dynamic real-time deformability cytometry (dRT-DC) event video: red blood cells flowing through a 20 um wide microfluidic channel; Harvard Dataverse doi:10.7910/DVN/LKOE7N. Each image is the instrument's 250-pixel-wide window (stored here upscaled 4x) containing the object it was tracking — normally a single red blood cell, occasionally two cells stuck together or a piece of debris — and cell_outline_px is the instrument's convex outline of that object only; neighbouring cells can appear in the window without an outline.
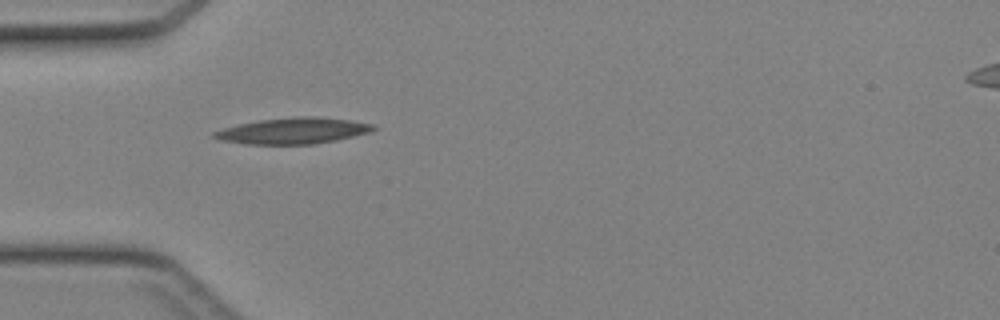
{"species": "Egyptian fruit bat (a non-hibernating species)", "species_latin": "Rousettus aegyptiacus", "temperature_condition": "cold", "stored_images_in_passage": 14, "camera_frame_rate_fps": 3000, "um_per_image_px": 0.085, "animal": {"sex": "female"}, "frame": {"image": 1, "passage_image": 1, "time_ms": 0.0, "image_size_px": [1000, 320], "cell_outline_px": [[376, 128], [372, 132], [336, 140], [316, 144], [244, 144], [220, 140], [212, 136], [212, 132], [224, 128], [240, 124], [260, 120], [292, 116], [316, 116], [348, 120], [372, 124]], "centroid_in_image_um": [24.91, 11.12], "position_along_channel_um": 60.1, "area_um2": 24.22}}
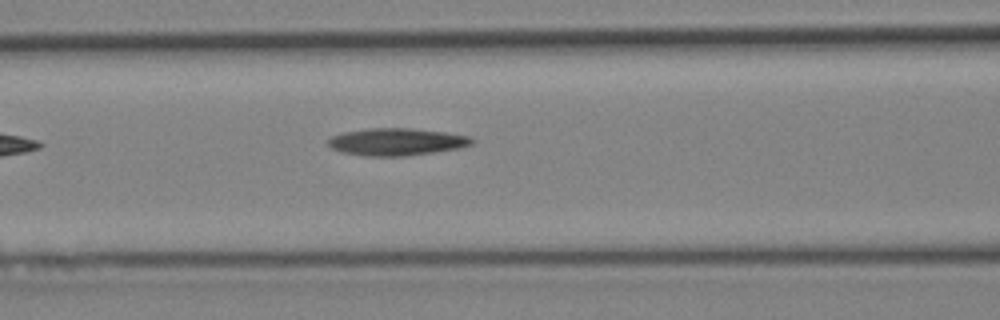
{"frame": {"image": 2, "passage_image": 6, "time_ms": 1.667, "image_size_px": [1000, 320], "cell_outline_px": [[476, 140], [472, 144], [460, 148], [404, 156], [364, 156], [340, 152], [332, 148], [328, 144], [328, 136], [344, 132], [368, 128], [412, 128], [444, 132], [472, 136]], "centroid_in_image_um": [33.7, 12.05], "position_along_channel_um": 132.9, "area_um2": 23.06}}
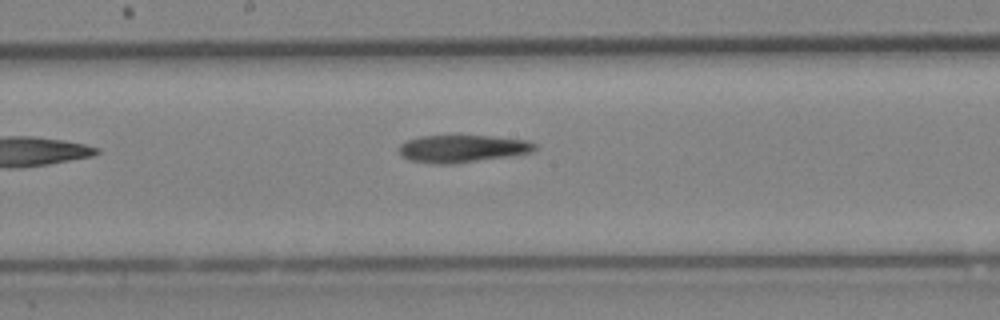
{"frame": {"image": 3, "passage_image": 11, "time_ms": 3.333, "image_size_px": [1000, 320], "cell_outline_px": [[536, 148], [532, 152], [508, 156], [456, 164], [432, 164], [408, 160], [400, 152], [400, 144], [408, 140], [420, 136], [488, 136], [528, 140], [536, 144]], "centroid_in_image_um": [39.3, 12.64], "position_along_channel_um": 208.9, "area_um2": 21.62}}